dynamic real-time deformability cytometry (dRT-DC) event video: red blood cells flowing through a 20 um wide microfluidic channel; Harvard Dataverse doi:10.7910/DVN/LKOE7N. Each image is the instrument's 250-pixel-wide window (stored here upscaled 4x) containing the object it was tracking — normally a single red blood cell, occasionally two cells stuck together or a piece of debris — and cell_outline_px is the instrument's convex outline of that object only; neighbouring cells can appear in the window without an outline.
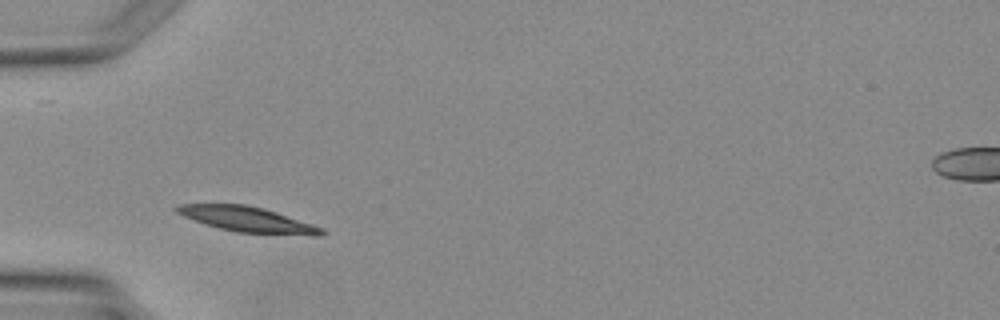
{"species": "Egyptian fruit bat (a non-hibernating species)", "species_latin": "Rousettus aegyptiacus", "temperature_condition": "warm", "stored_images_in_passage": 2, "camera_frame_rate_fps": 3000, "um_per_image_px": 0.085, "animal": {"sex": "female"}, "frame": {"image": 1, "passage_image": 1, "time_ms": 0.0, "image_size_px": [1000, 320], "cell_outline_px": [[328, 232], [324, 236], [312, 236], [236, 232], [204, 224], [184, 216], [176, 212], [172, 208], [176, 204], [244, 204], [264, 208], [324, 228]], "centroid_in_image_um": [21.08, 18.66], "position_along_channel_um": 63.9, "area_um2": 21.56}}
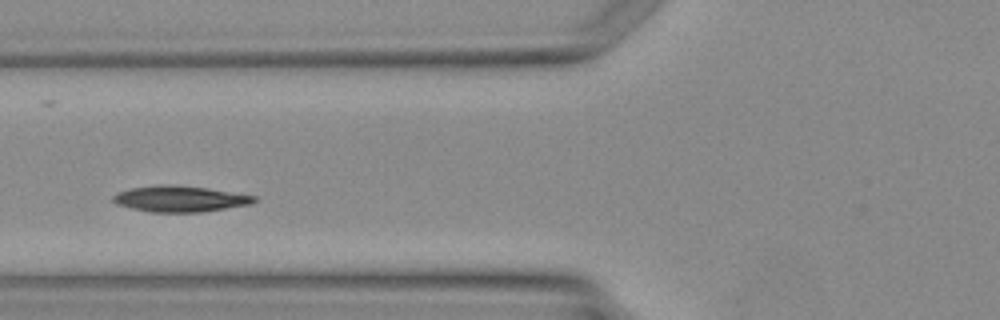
{"frame": {"image": 2, "passage_image": 2, "time_ms": 1.0, "image_size_px": [1000, 320], "cell_outline_px": [[256, 200], [252, 204], [200, 212], [148, 212], [116, 204], [112, 200], [112, 196], [116, 192], [132, 188], [160, 184], [172, 184], [208, 188], [256, 196]], "centroid_in_image_um": [15.27, 16.89], "position_along_channel_um": 110.5, "area_um2": 21.44}}